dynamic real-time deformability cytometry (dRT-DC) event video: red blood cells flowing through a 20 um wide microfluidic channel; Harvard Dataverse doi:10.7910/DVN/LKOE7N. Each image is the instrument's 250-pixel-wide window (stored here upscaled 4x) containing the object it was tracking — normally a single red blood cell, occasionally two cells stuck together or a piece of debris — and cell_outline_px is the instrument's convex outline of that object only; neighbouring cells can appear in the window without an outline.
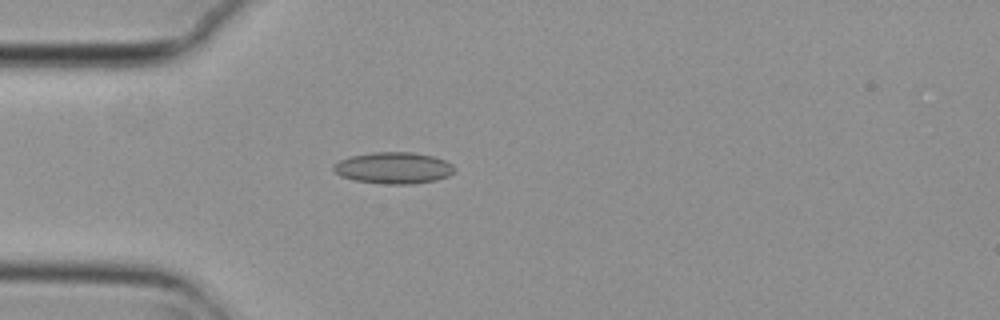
{"species": "common noctule bat (a hibernating species)", "species_latin": "Nyctalus noctula", "temperature_condition": "cold", "stored_images_in_passage": 1, "camera_frame_rate_fps": 3000, "um_per_image_px": 0.085, "animal": {"sex": "female", "body_mass_g": 29.2, "forearm_length_mm": 56.3}, "frame": {"image": 1, "passage_image": 1, "time_ms": 0.0, "image_size_px": [1000, 320], "cell_outline_px": [[456, 172], [448, 176], [436, 180], [412, 184], [384, 184], [356, 180], [340, 176], [332, 168], [332, 164], [348, 156], [372, 152], [412, 152], [432, 156], [444, 160], [452, 164], [456, 168]], "centroid_in_image_um": [33.45, 14.27], "position_along_channel_um": 51.5, "area_um2": 22.37}}